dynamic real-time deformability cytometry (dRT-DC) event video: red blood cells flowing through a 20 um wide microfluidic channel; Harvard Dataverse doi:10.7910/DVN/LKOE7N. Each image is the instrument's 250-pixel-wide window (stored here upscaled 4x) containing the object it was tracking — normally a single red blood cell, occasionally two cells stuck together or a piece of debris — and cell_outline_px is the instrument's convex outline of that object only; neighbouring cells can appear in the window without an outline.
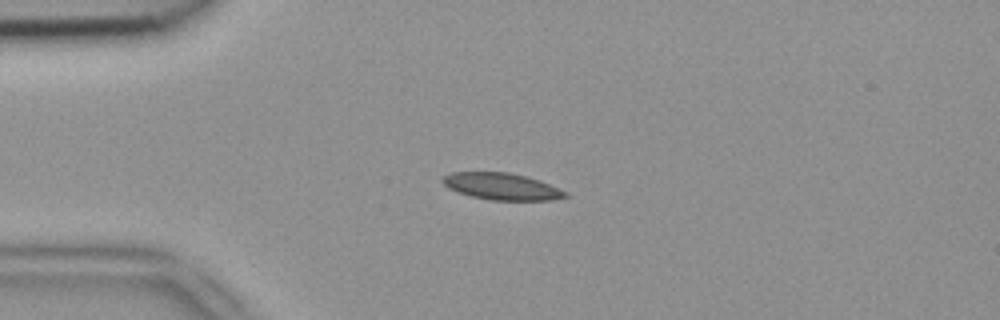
{"species": "common noctule bat (a hibernating species)", "species_latin": "Nyctalus noctula", "temperature_condition": "room temperature", "stored_images_in_passage": 30, "camera_frame_rate_fps": 3000, "um_per_image_px": 0.085, "animal": {"sex": "female", "body_mass_g": 18.4}, "frame": {"image": 1, "passage_image": 1, "time_ms": 0.0, "image_size_px": [1000, 320], "cell_outline_px": [[568, 196], [552, 200], [492, 200], [472, 196], [448, 188], [440, 180], [444, 176], [452, 172], [508, 172], [540, 180], [568, 192]], "centroid_in_image_um": [42.66, 15.84], "position_along_channel_um": 42.3, "area_um2": 19.02}}
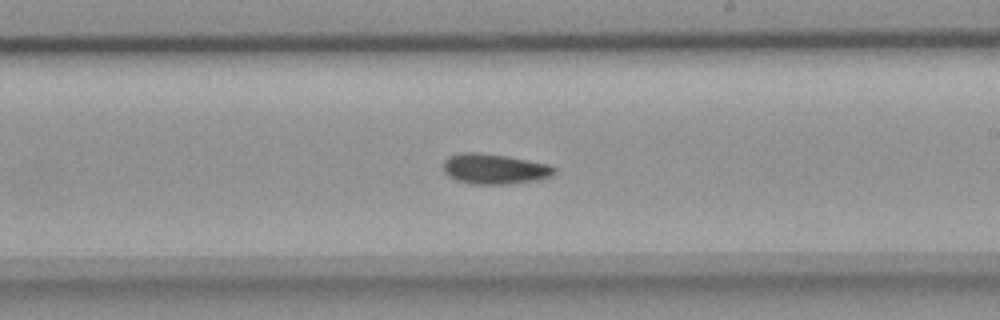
{"frame": {"image": 2, "passage_image": 18, "time_ms": 5.667, "image_size_px": [1000, 320], "cell_outline_px": [[556, 172], [552, 176], [536, 180], [508, 184], [472, 184], [456, 180], [448, 176], [444, 172], [444, 160], [448, 156], [460, 152], [476, 152], [504, 156], [548, 164], [556, 168]], "centroid_in_image_um": [42.0, 14.36], "position_along_channel_um": 247.0, "area_um2": 19.54}}
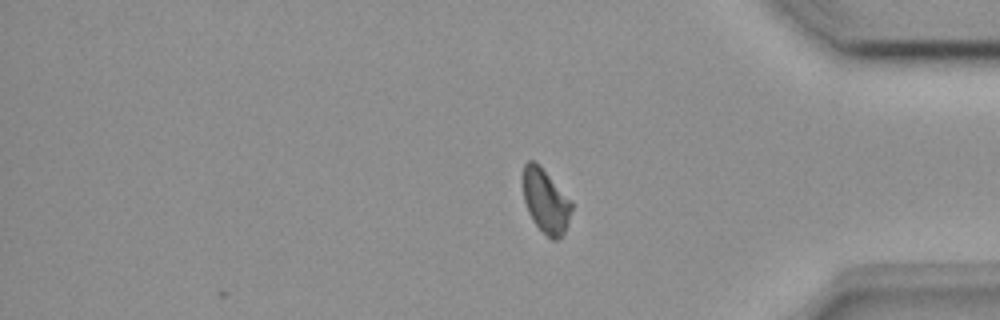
{"frame": {"image": 3, "passage_image": 30, "time_ms": 9.667, "image_size_px": [1000, 320], "cell_outline_px": [[572, 208], [564, 232], [556, 240], [552, 240], [532, 220], [528, 212], [524, 200], [524, 164], [528, 160], [532, 160], [540, 164], [572, 204]], "centroid_in_image_um": [46.36, 17.07], "position_along_channel_um": 388.8, "area_um2": 17.51}}